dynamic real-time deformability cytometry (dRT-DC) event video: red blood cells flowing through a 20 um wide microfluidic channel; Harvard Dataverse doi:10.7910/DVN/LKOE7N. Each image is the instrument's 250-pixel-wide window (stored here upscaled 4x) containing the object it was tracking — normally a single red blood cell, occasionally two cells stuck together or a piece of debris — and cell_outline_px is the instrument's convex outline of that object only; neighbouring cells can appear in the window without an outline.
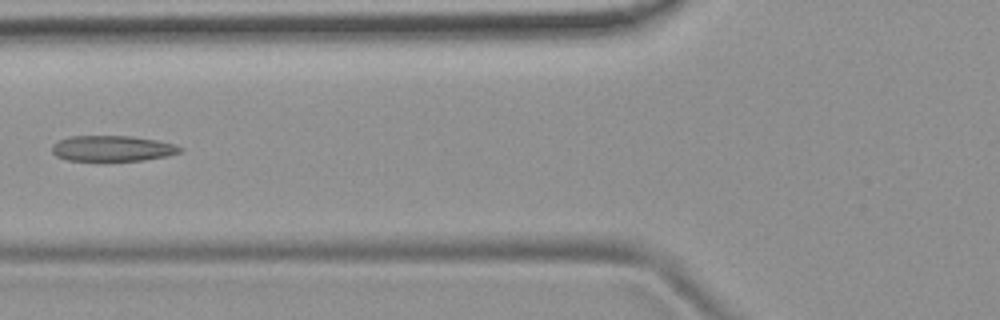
{"species": "common noctule bat (a hibernating species)", "species_latin": "Nyctalus noctula", "temperature_condition": "room temperature", "stored_images_in_passage": 5, "camera_frame_rate_fps": 3000, "um_per_image_px": 0.085, "animal": {"sex": "female", "body_mass_g": 19.9}, "frame": {"image": 1, "passage_image": 5, "time_ms": 4.667, "image_size_px": [1000, 320], "cell_outline_px": [[184, 148], [180, 152], [168, 156], [144, 160], [68, 160], [56, 156], [52, 152], [52, 144], [68, 136], [132, 136], [156, 140], [176, 144]], "centroid_in_image_um": [9.58, 12.61], "position_along_channel_um": 116.2, "area_um2": 19.13}}